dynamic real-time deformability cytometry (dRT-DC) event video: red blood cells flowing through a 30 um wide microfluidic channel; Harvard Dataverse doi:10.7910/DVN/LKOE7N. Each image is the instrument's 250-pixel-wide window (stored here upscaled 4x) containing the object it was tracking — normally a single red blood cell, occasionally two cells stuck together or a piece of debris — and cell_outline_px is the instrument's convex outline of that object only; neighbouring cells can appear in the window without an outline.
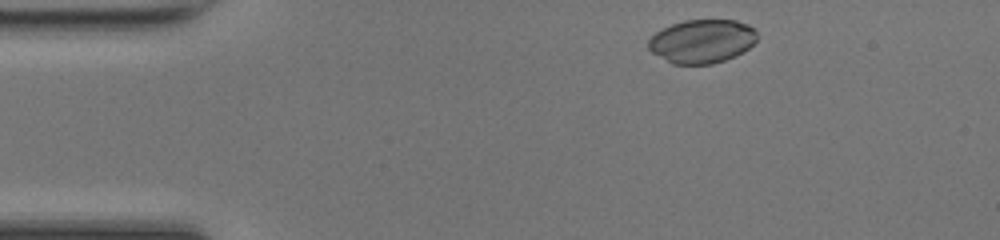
{"species": "common noctule bat (a hibernating species)", "species_latin": "Nyctalus noctula", "temperature_condition": "room temperature", "stored_images_in_passage": 43, "camera_frame_rate_fps": 3000, "um_per_image_px": 0.085, "animal": {"sex": "female", "body_mass_g": 17.0, "forearm_length_mm": 48.0}, "frame": {"image": 1, "passage_image": 2, "time_ms": 0.333, "image_size_px": [1000, 240], "cell_outline_px": [[756, 40], [748, 48], [736, 56], [712, 64], [672, 64], [652, 52], [648, 48], [648, 40], [656, 32], [672, 24], [684, 20], [736, 20], [748, 24], [756, 32]], "centroid_in_image_um": [59.66, 3.51], "position_along_channel_um": 25.3, "area_um2": 27.51}}
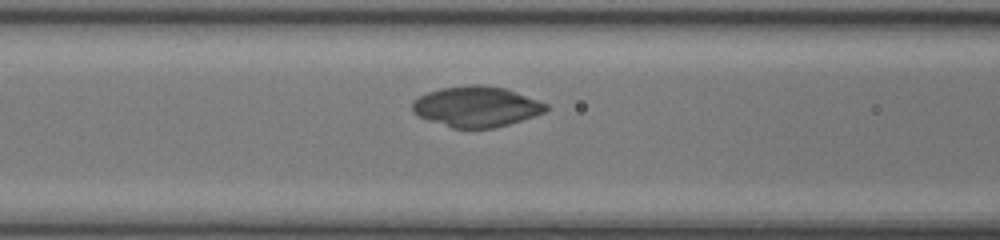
{"frame": {"image": 2, "passage_image": 14, "time_ms": 4.333, "image_size_px": [1000, 240], "cell_outline_px": [[548, 108], [544, 112], [496, 128], [452, 128], [428, 120], [412, 112], [412, 100], [428, 92], [440, 88], [468, 84], [480, 84], [508, 88], [548, 104]], "centroid_in_image_um": [40.48, 9.04], "position_along_channel_um": 126.1, "area_um2": 31.67}}
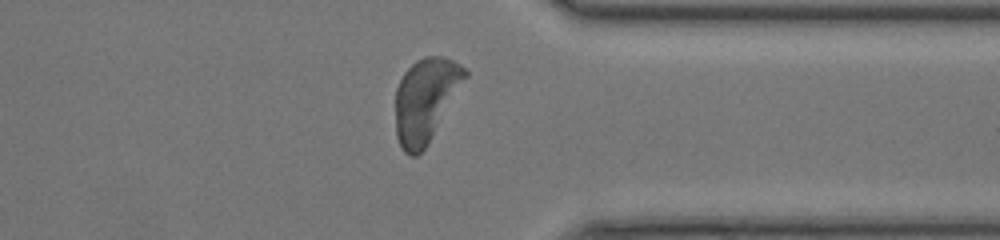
{"frame": {"image": 3, "passage_image": 32, "time_ms": 10.333, "image_size_px": [1000, 240], "cell_outline_px": [[468, 76], [424, 148], [416, 156], [408, 156], [404, 152], [396, 136], [396, 88], [404, 72], [416, 60], [424, 56], [444, 56], [460, 64], [468, 72]], "centroid_in_image_um": [36.16, 8.46], "position_along_channel_um": 375.2, "area_um2": 33.52}}